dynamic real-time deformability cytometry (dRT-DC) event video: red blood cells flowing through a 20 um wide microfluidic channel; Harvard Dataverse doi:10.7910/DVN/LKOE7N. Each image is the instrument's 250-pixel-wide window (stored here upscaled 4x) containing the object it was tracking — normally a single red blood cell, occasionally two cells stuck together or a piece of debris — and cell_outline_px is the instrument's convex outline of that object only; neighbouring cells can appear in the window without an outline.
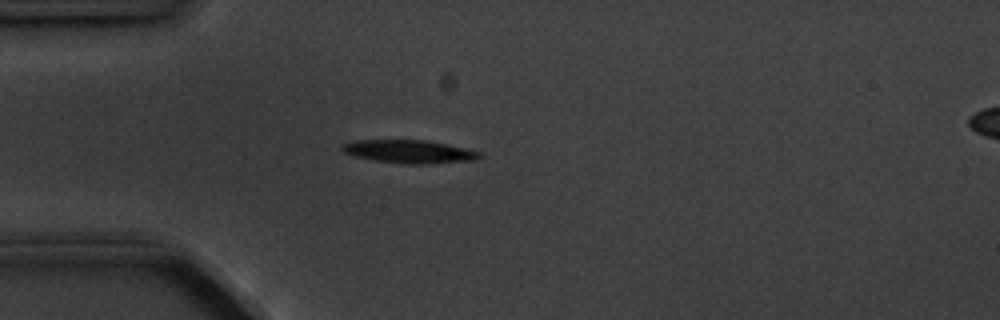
{"species": "common noctule bat (a hibernating species)", "species_latin": "Nyctalus noctula", "temperature_condition": "cold", "stored_images_in_passage": 3, "camera_frame_rate_fps": 3000, "um_per_image_px": 0.085, "animal": {"sex": "male", "body_mass_g": 20.1, "forearm_length_mm": 53.5}, "frame": {"image": 1, "passage_image": 2, "time_ms": 1.333, "image_size_px": [1000, 320], "cell_outline_px": [[480, 156], [476, 160], [420, 164], [404, 164], [376, 160], [356, 156], [344, 152], [340, 148], [344, 144], [352, 140], [424, 140], [464, 148], [480, 152]], "centroid_in_image_um": [34.75, 12.88], "position_along_channel_um": 50.2, "area_um2": 18.15}}